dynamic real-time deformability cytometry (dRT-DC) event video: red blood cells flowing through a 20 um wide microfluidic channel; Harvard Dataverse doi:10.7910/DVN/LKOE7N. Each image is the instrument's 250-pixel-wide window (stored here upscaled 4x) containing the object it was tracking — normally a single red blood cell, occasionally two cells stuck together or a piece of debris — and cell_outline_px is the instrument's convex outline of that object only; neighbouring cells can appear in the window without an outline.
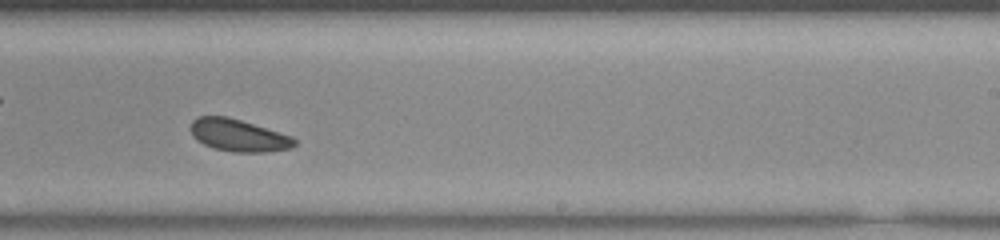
{"species": "common noctule bat (a hibernating species)", "species_latin": "Nyctalus noctula", "temperature_condition": "room temperature", "stored_images_in_passage": 40, "camera_frame_rate_fps": 3000, "um_per_image_px": 0.085, "animal": {"sex": "male", "body_mass_g": 20.0, "forearm_length_mm": 53.3}, "frame": {"image": 1, "passage_image": 18, "time_ms": 5.667, "image_size_px": [1000, 240], "cell_outline_px": [[296, 144], [292, 148], [264, 152], [232, 152], [212, 148], [196, 140], [192, 136], [192, 120], [200, 116], [228, 116], [292, 136], [296, 140]], "centroid_in_image_um": [20.27, 11.51], "position_along_channel_um": 268.7, "area_um2": 19.48}, "authors_computed_cell_mechanics": {"area_um2": 20.23, "velocity_mm_per_s": 3.7565, "shape_relaxation_time_tau1_ms": 4.2712, "shape_relaxation_time_tau2_ms": null, "deformation_change_tau1": 0.0495, "deformation_change_tau2": null}}